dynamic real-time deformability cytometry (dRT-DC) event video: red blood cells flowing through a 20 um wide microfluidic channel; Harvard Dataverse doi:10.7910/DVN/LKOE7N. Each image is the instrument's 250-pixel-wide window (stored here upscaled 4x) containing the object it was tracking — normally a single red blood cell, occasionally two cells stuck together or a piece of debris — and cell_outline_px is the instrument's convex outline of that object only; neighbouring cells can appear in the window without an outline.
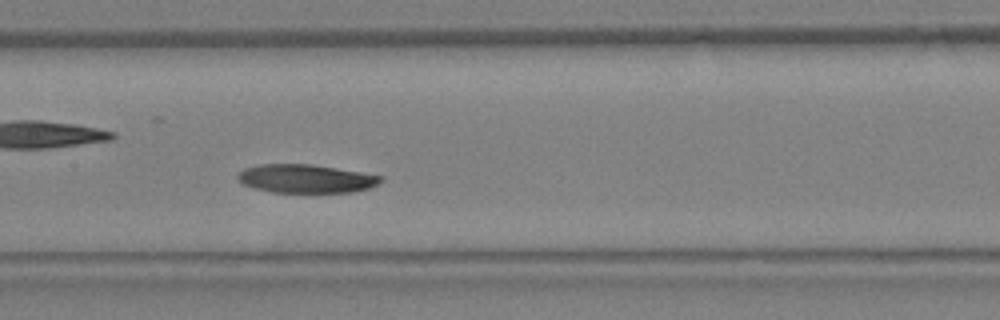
{"species": "Egyptian fruit bat (a non-hibernating species)", "species_latin": "Rousettus aegyptiacus", "temperature_condition": "warm", "stored_images_in_passage": 14, "camera_frame_rate_fps": 3000, "um_per_image_px": 0.085, "animal": {"sex": "female"}, "frame": {"image": 1, "passage_image": 14, "time_ms": 4.333, "image_size_px": [1000, 320], "cell_outline_px": [[384, 180], [380, 184], [368, 188], [352, 192], [272, 192], [256, 188], [244, 184], [236, 180], [236, 176], [244, 168], [260, 164], [312, 164], [384, 176]], "centroid_in_image_um": [26.02, 15.18], "position_along_channel_um": 181.4, "area_um2": 23.76}}